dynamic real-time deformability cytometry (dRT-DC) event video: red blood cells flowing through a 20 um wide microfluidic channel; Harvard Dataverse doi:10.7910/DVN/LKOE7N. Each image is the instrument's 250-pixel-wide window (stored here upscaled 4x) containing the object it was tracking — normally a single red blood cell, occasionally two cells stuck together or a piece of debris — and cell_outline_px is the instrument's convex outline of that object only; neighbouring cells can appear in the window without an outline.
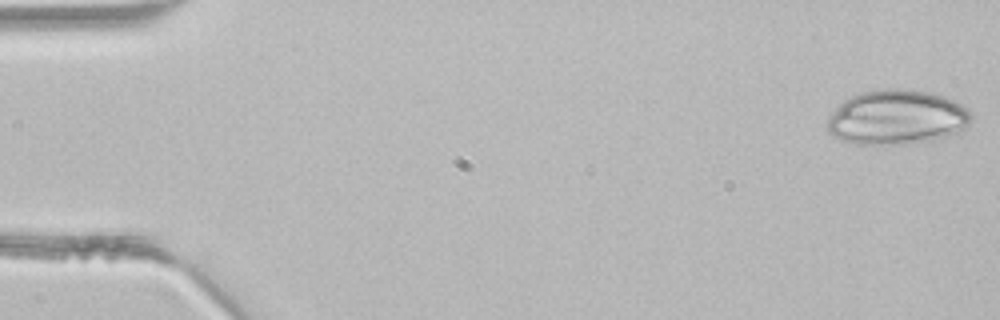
{"species": "common noctule bat (a hibernating species)", "species_latin": "Nyctalus noctula", "temperature_condition": "room temperature", "stored_images_in_passage": 44, "camera_frame_rate_fps": 3000, "um_per_image_px": 0.085, "animal": {"sex": "male", "body_mass_g": 21.5, "forearm_length_mm": 52.0}, "frame": {"image": 1, "passage_image": 1, "time_ms": 0.0, "image_size_px": [1000, 320], "cell_outline_px": [[972, 120], [968, 128], [964, 132], [932, 140], [904, 144], [856, 144], [840, 140], [828, 132], [828, 116], [844, 100], [860, 92], [884, 88], [900, 88], [932, 92], [944, 96], [968, 108], [972, 112]], "centroid_in_image_um": [76.28, 9.97], "position_along_channel_um": 8.7, "area_um2": 46.47}}
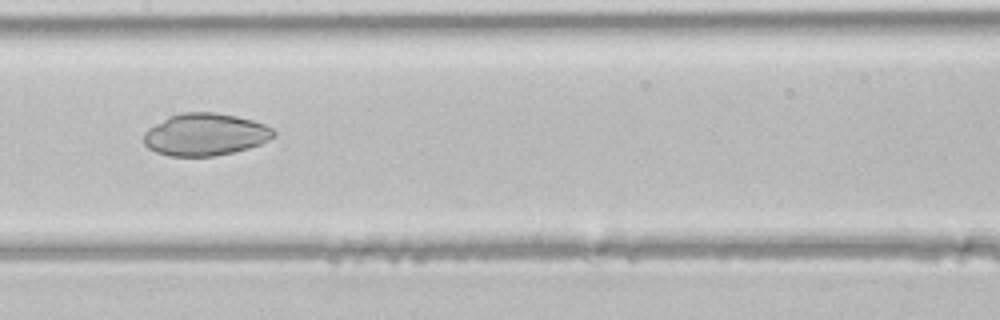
{"frame": {"image": 2, "passage_image": 22, "time_ms": 7.0, "image_size_px": [1000, 320], "cell_outline_px": [[276, 136], [260, 144], [248, 148], [216, 156], [168, 156], [156, 152], [148, 148], [144, 144], [144, 132], [148, 128], [168, 116], [184, 112], [216, 112], [236, 116], [252, 120], [264, 124], [272, 128], [276, 132]], "centroid_in_image_um": [17.43, 11.43], "position_along_channel_um": 190.0, "area_um2": 32.14}}
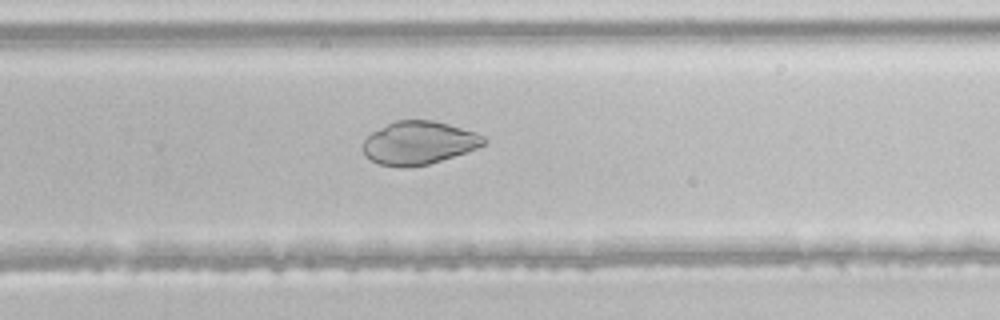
{"frame": {"image": 3, "passage_image": 29, "time_ms": 9.333, "image_size_px": [1000, 320], "cell_outline_px": [[488, 140], [484, 144], [468, 152], [428, 164], [404, 168], [400, 168], [380, 164], [364, 156], [364, 140], [372, 132], [396, 120], [432, 120], [448, 124], [476, 132], [484, 136]], "centroid_in_image_um": [35.62, 12.15], "position_along_channel_um": 294.2, "area_um2": 30.35}}